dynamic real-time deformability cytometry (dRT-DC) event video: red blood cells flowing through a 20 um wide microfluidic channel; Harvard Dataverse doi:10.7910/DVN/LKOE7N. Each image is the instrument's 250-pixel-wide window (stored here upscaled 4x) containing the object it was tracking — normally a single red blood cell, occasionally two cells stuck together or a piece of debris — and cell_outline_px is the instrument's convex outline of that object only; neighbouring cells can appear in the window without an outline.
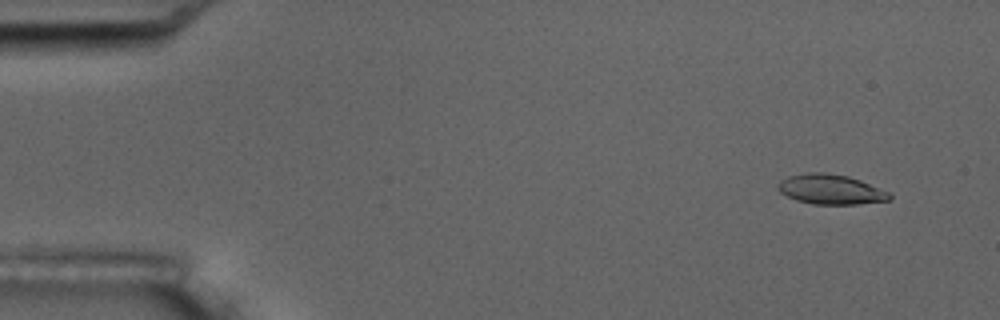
{"species": "common noctule bat (a hibernating species)", "species_latin": "Nyctalus noctula", "temperature_condition": "room temperature", "stored_images_in_passage": 5, "camera_frame_rate_fps": 3000, "um_per_image_px": 0.085, "animal": {"sex": "male", "body_mass_g": 17.5, "forearm_length_mm": 52.3}, "frame": {"image": 1, "passage_image": 2, "time_ms": 1.0, "image_size_px": [1000, 320], "cell_outline_px": [[892, 200], [856, 204], [812, 204], [796, 200], [780, 192], [776, 188], [776, 184], [780, 180], [788, 176], [808, 172], [824, 172], [848, 176], [860, 180], [892, 192]], "centroid_in_image_um": [70.63, 16.09], "position_along_channel_um": 14.4, "area_um2": 19.71}}